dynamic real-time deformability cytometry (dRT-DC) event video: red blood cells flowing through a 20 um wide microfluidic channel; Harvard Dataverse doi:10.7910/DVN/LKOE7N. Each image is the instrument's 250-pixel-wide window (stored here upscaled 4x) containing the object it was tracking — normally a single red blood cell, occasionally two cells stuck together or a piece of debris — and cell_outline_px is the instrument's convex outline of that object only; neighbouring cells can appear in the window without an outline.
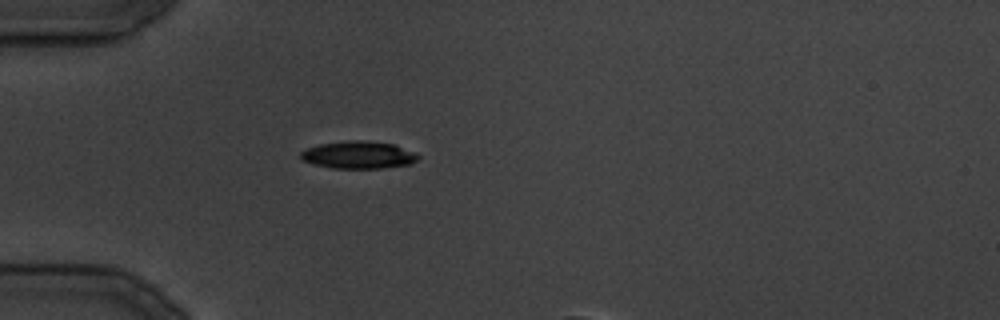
{"species": "common noctule bat (a hibernating species)", "species_latin": "Nyctalus noctula", "temperature_condition": "cold", "stored_images_in_passage": 15, "camera_frame_rate_fps": 3000, "um_per_image_px": 0.085, "animal": {"sex": "male", "body_mass_g": 19.5, "forearm_length_mm": 54.6}, "frame": {"image": 1, "passage_image": 11, "time_ms": 12.333, "image_size_px": [1000, 320], "cell_outline_px": [[420, 156], [416, 160], [408, 164], [384, 168], [332, 168], [300, 160], [300, 152], [308, 148], [320, 144], [348, 140], [364, 140], [396, 144], [416, 152]], "centroid_in_image_um": [30.49, 13.16], "position_along_channel_um": 54.5, "area_um2": 18.84}}